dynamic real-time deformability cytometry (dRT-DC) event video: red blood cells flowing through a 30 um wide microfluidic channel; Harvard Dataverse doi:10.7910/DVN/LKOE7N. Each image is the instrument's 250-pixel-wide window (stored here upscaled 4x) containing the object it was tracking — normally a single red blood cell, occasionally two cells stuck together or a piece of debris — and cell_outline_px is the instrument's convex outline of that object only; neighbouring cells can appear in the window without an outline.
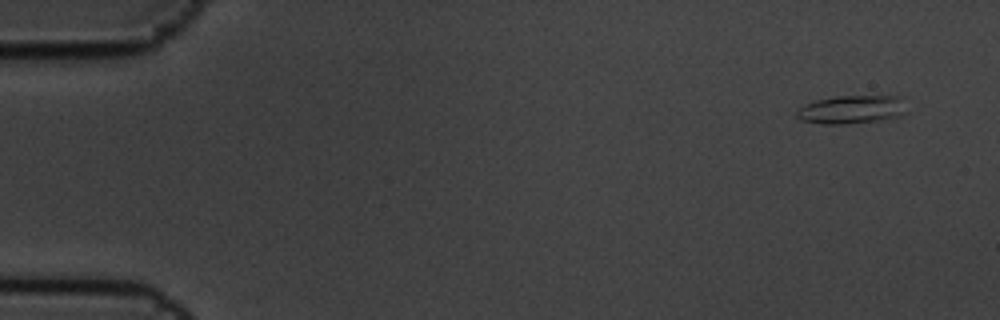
{"species": "common noctule bat (a hibernating species)", "species_latin": "Nyctalus noctula", "temperature_condition": "cold", "stored_images_in_passage": 12, "camera_frame_rate_fps": 3000, "um_per_image_px": 0.085, "animal": {"sex": "male", "body_mass_g": 19.5, "forearm_length_mm": 54.6}, "frame": {"image": 1, "passage_image": 1, "time_ms": 0.0, "image_size_px": [1000, 320], "cell_outline_px": [[908, 112], [900, 116], [880, 120], [844, 124], [824, 124], [800, 120], [796, 116], [796, 112], [804, 104], [816, 100], [836, 96], [900, 96]], "centroid_in_image_um": [72.39, 9.31], "position_along_channel_um": 12.6, "area_um2": 18.21}}
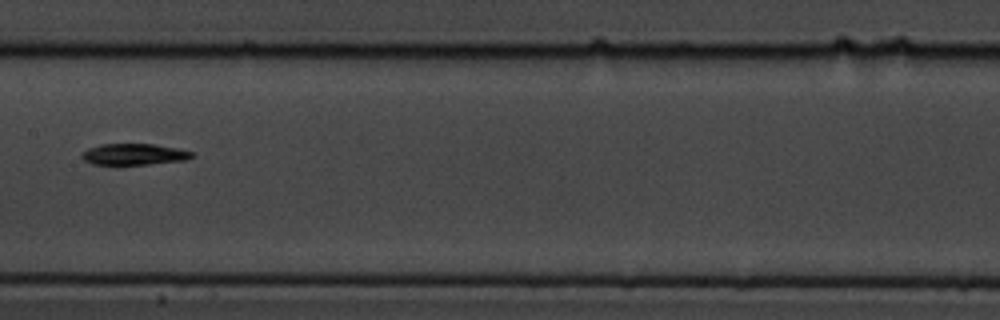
{"frame": {"image": 2, "passage_image": 8, "time_ms": 2.333, "image_size_px": [1000, 320], "cell_outline_px": [[196, 156], [188, 160], [148, 164], [92, 164], [84, 160], [80, 156], [88, 148], [100, 144], [152, 144], [176, 148], [192, 152]], "centroid_in_image_um": [11.42, 13.11], "position_along_channel_um": 196.0, "area_um2": 13.58}}
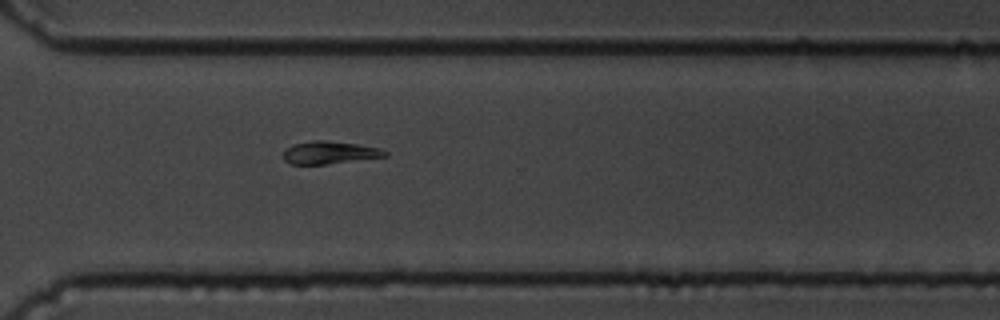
{"frame": {"image": 3, "passage_image": 12, "time_ms": 3.667, "image_size_px": [1000, 320], "cell_outline_px": [[388, 156], [328, 164], [288, 164], [284, 160], [284, 148], [292, 144], [312, 140], [324, 140], [356, 144], [380, 148], [388, 152]], "centroid_in_image_um": [27.98, 12.97], "position_along_channel_um": 342.6, "area_um2": 13.53}}